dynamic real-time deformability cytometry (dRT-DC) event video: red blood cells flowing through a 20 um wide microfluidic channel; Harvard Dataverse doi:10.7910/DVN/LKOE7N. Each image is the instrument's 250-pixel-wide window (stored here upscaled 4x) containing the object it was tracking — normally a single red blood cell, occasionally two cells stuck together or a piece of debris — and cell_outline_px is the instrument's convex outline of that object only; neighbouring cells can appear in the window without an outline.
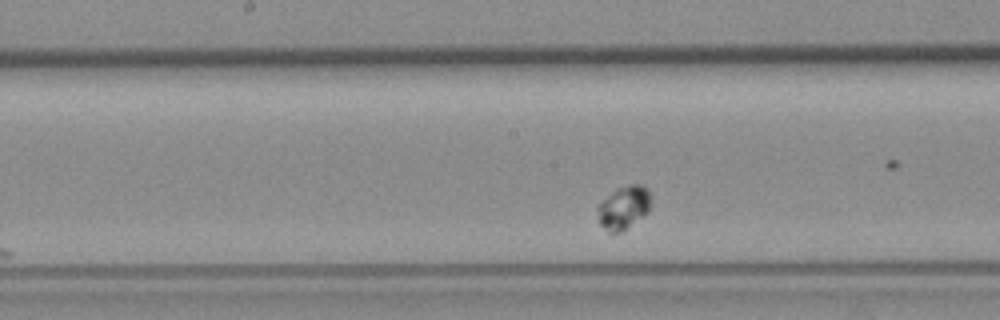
{"species": "common noctule bat (a hibernating species)", "species_latin": "Nyctalus noctula", "temperature_condition": "room temperature", "stored_images_in_passage": 39, "camera_frame_rate_fps": 3000, "um_per_image_px": 0.085, "animal": {"sex": "female", "body_mass_g": 19.3, "forearm_length_mm": 54.1}, "frame": {"image": 1, "passage_image": 20, "time_ms": 6.333, "image_size_px": [1000, 320], "cell_outline_px": [[648, 212], [620, 232], [608, 232], [600, 224], [596, 208], [616, 188], [628, 184], [644, 184], [648, 188]], "centroid_in_image_um": [52.99, 17.62], "position_along_channel_um": 195.2, "area_um2": 13.06}}
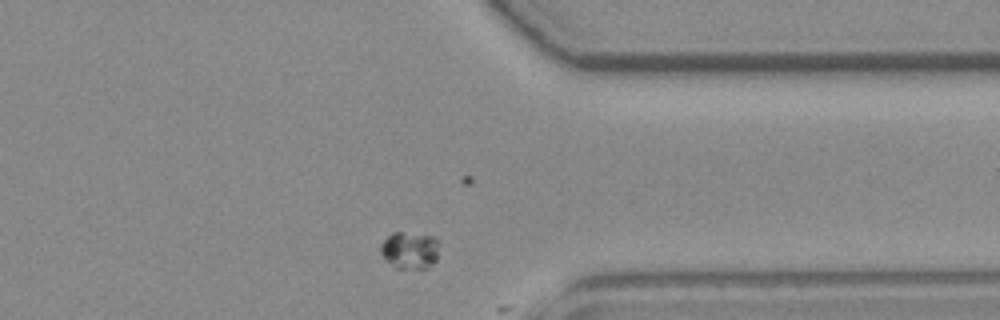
{"frame": {"image": 2, "passage_image": 36, "time_ms": 11.667, "image_size_px": [1000, 320], "cell_outline_px": [[436, 260], [428, 268], [396, 268], [384, 260], [380, 252], [380, 244], [392, 232], [400, 232], [432, 236], [436, 240]], "centroid_in_image_um": [34.76, 21.28], "position_along_channel_um": 376.6, "area_um2": 12.48}, "authors_computed_cell_mechanics": {"area_um2": 12.7738, "velocity_mm_per_s": 3.4707, "shape_relaxation_time_tau1_ms": 1.1115, "shape_relaxation_time_tau2_ms": null, "deformation_change_tau1": 0.0467, "deformation_change_tau2": null}}